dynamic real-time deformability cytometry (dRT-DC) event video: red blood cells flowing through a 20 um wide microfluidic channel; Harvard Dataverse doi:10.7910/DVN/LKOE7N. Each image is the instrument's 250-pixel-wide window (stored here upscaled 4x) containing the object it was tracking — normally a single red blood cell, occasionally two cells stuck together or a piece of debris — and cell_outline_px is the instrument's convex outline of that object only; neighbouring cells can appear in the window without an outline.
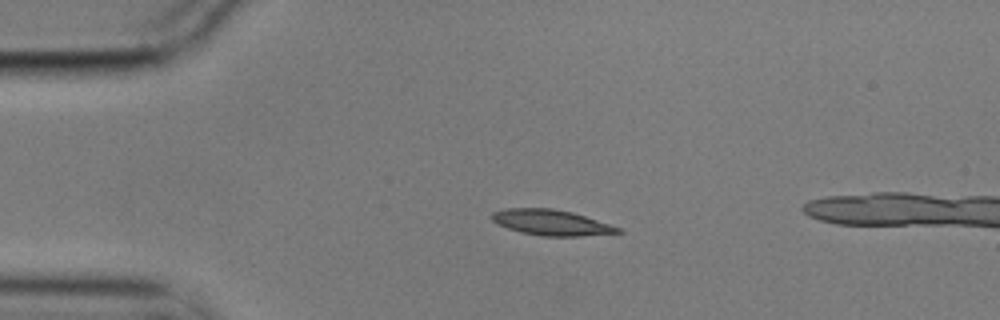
{"species": "common noctule bat (a hibernating species)", "species_latin": "Nyctalus noctula", "temperature_condition": "cold", "stored_images_in_passage": 3, "camera_frame_rate_fps": 3000, "um_per_image_px": 0.085, "animal": {"sex": "male", "body_mass_g": 17.9}, "frame": {"image": 1, "passage_image": 1, "time_ms": 0.0, "image_size_px": [1000, 320], "cell_outline_px": [[624, 232], [580, 236], [540, 236], [520, 232], [496, 224], [492, 220], [492, 212], [504, 208], [552, 208], [572, 212], [620, 228]], "centroid_in_image_um": [46.8, 18.91], "position_along_channel_um": 38.2, "area_um2": 18.73}}
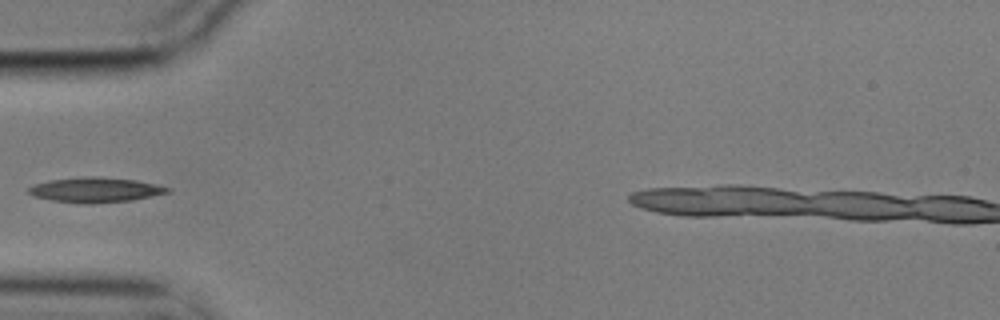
{"frame": {"image": 2, "passage_image": 2, "time_ms": 0.333, "image_size_px": [1000, 320], "cell_outline_px": [[172, 192], [132, 200], [92, 204], [88, 204], [52, 200], [32, 196], [28, 192], [28, 188], [36, 184], [48, 180], [80, 176], [100, 176], [136, 180], [172, 188]], "centroid_in_image_um": [8.12, 16.13], "position_along_channel_um": 76.9, "area_um2": 20.4}}
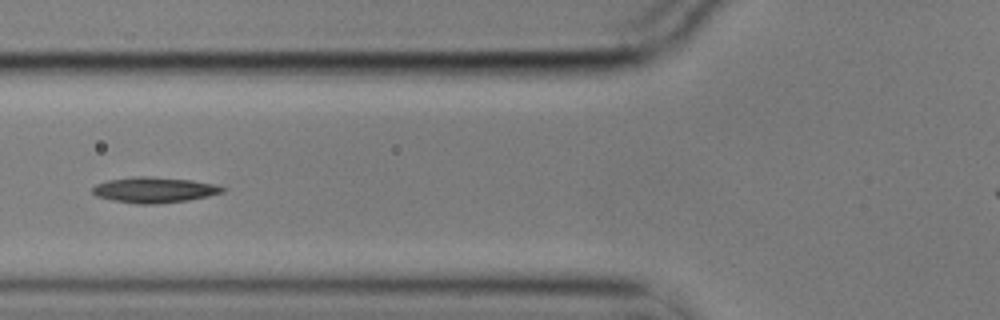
{"frame": {"image": 3, "passage_image": 3, "time_ms": 0.667, "image_size_px": [1000, 320], "cell_outline_px": [[228, 188], [224, 192], [208, 196], [188, 200], [156, 204], [136, 204], [112, 200], [96, 196], [92, 192], [92, 188], [96, 184], [108, 180], [136, 176], [148, 176], [192, 180], [216, 184]], "centroid_in_image_um": [13.13, 16.14], "position_along_channel_um": 112.7, "area_um2": 19.54}}